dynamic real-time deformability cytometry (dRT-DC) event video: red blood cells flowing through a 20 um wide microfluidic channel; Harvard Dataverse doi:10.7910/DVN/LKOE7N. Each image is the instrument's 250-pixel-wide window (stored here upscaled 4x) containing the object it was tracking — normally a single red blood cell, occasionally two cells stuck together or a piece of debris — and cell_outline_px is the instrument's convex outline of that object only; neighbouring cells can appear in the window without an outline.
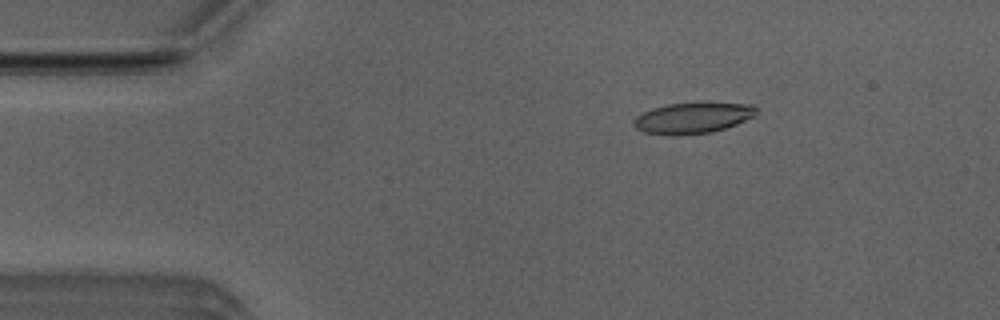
{"species": "Egyptian fruit bat (a non-hibernating species)", "species_latin": "Rousettus aegyptiacus", "temperature_condition": "room temperature", "stored_images_in_passage": 5, "camera_frame_rate_fps": 3000, "um_per_image_px": 0.085, "animal": {"sex": "male"}, "frame": {"image": 1, "passage_image": 3, "time_ms": 0.667, "image_size_px": [1000, 320], "cell_outline_px": [[756, 116], [736, 124], [712, 132], [676, 136], [672, 136], [644, 132], [636, 128], [632, 124], [636, 116], [652, 108], [668, 104], [752, 104], [756, 108]], "centroid_in_image_um": [58.85, 10.06], "position_along_channel_um": 26.2, "area_um2": 21.73}}